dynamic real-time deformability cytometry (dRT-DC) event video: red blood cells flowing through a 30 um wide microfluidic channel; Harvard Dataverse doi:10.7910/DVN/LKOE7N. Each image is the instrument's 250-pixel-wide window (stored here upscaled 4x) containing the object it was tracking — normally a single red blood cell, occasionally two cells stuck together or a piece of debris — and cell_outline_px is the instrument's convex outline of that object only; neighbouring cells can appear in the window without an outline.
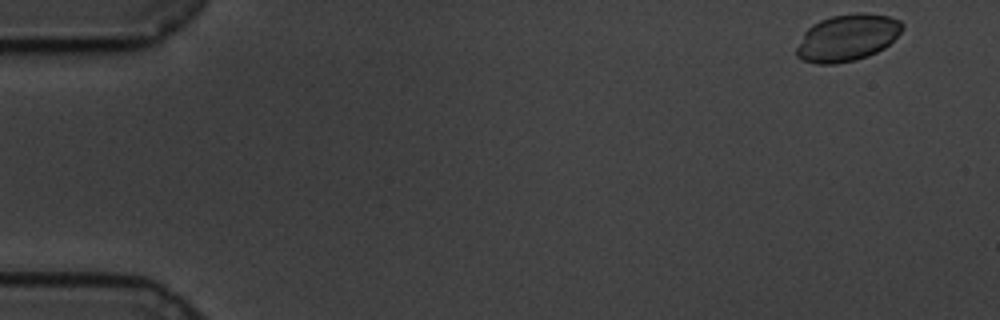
{"species": "common noctule bat (a hibernating species)", "species_latin": "Nyctalus noctula", "temperature_condition": "cold", "stored_images_in_passage": 57, "camera_frame_rate_fps": 3000, "um_per_image_px": 0.085, "animal": {"sex": "male", "body_mass_g": 19.5, "forearm_length_mm": 54.6}, "frame": {"image": 1, "passage_image": 1, "time_ms": 0.0, "image_size_px": [1000, 320], "cell_outline_px": [[904, 28], [884, 48], [868, 56], [856, 60], [836, 64], [816, 64], [800, 60], [796, 56], [796, 48], [804, 32], [812, 24], [820, 20], [832, 16], [860, 12], [864, 12], [888, 16], [900, 20], [904, 24]], "centroid_in_image_um": [72.0, 3.21], "position_along_channel_um": 13.0, "area_um2": 29.02}}
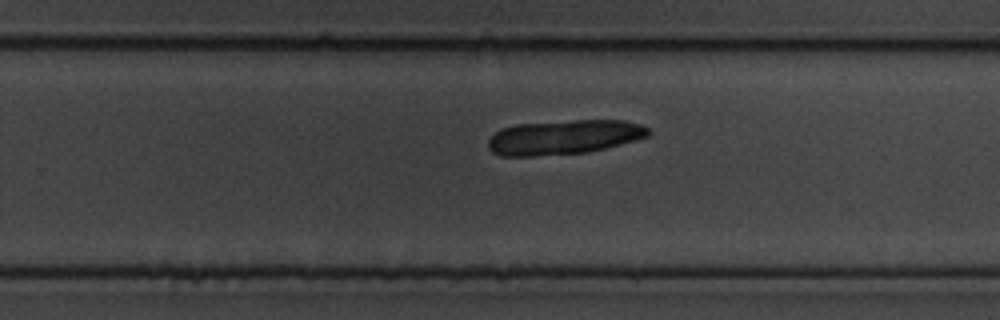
{"frame": {"image": 2, "passage_image": 36, "time_ms": 11.667, "image_size_px": [1000, 320], "cell_outline_px": [[652, 132], [648, 136], [604, 148], [588, 152], [532, 156], [500, 156], [492, 152], [488, 148], [488, 140], [500, 128], [516, 124], [576, 120], [624, 120], [640, 124], [648, 128]], "centroid_in_image_um": [47.9, 11.65], "position_along_channel_um": 281.9, "area_um2": 32.14}}
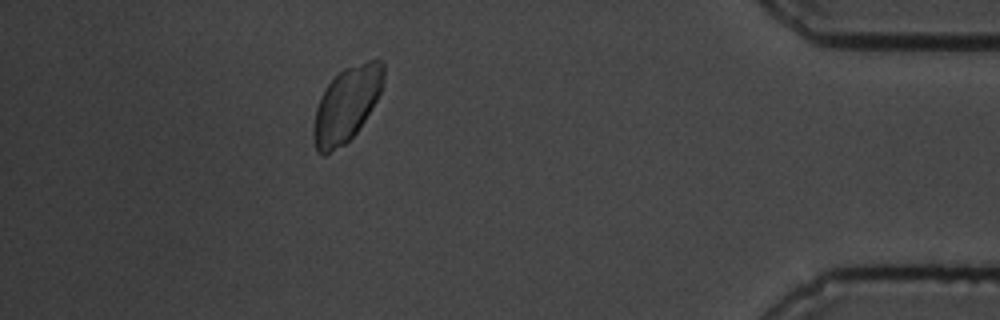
{"frame": {"image": 3, "passage_image": 51, "time_ms": 16.667, "image_size_px": [1000, 320], "cell_outline_px": [[384, 76], [380, 92], [372, 108], [356, 132], [344, 144], [324, 156], [320, 156], [316, 152], [312, 136], [312, 128], [316, 108], [328, 84], [344, 68], [368, 60], [380, 60], [384, 64]], "centroid_in_image_um": [29.43, 8.91], "position_along_channel_um": 405.8, "area_um2": 30.23}}